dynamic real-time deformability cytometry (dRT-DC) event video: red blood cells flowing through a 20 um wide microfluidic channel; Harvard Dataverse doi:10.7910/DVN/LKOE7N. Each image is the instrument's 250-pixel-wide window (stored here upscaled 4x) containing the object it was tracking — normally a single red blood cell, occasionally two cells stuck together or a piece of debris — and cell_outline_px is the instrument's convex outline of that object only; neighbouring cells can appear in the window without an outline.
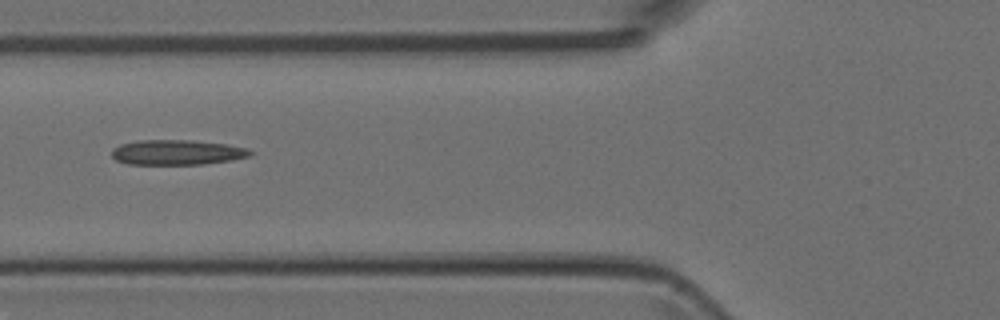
{"species": "Egyptian fruit bat (a non-hibernating species)", "species_latin": "Rousettus aegyptiacus", "temperature_condition": "room temperature", "stored_images_in_passage": 5, "camera_frame_rate_fps": 3000, "um_per_image_px": 0.085, "animal": {"sex": "female"}, "frame": {"image": 1, "passage_image": 5, "time_ms": 5.333, "image_size_px": [1000, 320], "cell_outline_px": [[252, 152], [248, 156], [232, 160], [200, 164], [128, 164], [116, 160], [112, 156], [112, 148], [120, 144], [140, 140], [192, 140], [228, 144], [248, 148]], "centroid_in_image_um": [15.03, 12.94], "position_along_channel_um": 110.8, "area_um2": 20.17}}